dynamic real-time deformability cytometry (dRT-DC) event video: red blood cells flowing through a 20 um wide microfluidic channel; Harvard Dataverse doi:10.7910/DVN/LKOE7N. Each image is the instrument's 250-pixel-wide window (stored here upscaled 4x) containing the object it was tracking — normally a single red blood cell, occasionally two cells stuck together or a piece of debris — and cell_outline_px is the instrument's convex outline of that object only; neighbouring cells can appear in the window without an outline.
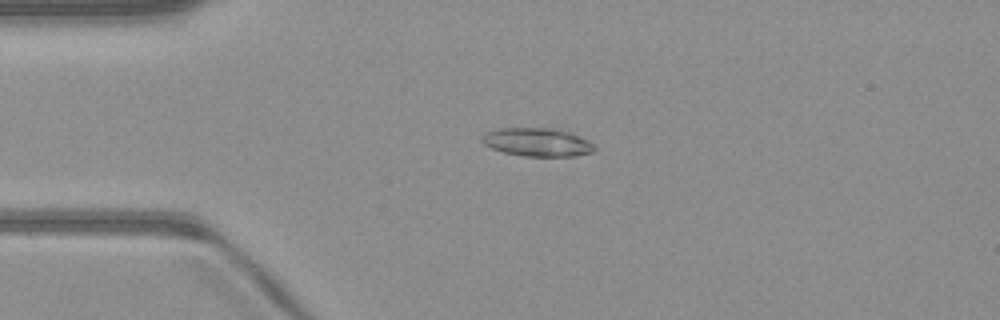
{"species": "common noctule bat (a hibernating species)", "species_latin": "Nyctalus noctula", "temperature_condition": "warm", "stored_images_in_passage": 27, "camera_frame_rate_fps": 3000, "um_per_image_px": 0.085, "animal": {"sex": "male", "body_mass_g": 23.1, "forearm_length_mm": 52.7}, "frame": {"image": 1, "passage_image": 11, "time_ms": 3.333, "image_size_px": [1000, 320], "cell_outline_px": [[596, 148], [592, 152], [576, 156], [524, 156], [504, 152], [492, 148], [484, 144], [480, 140], [484, 132], [500, 128], [556, 128], [572, 132], [588, 140]], "centroid_in_image_um": [45.67, 12.07], "position_along_channel_um": 39.3, "area_um2": 18.73}}
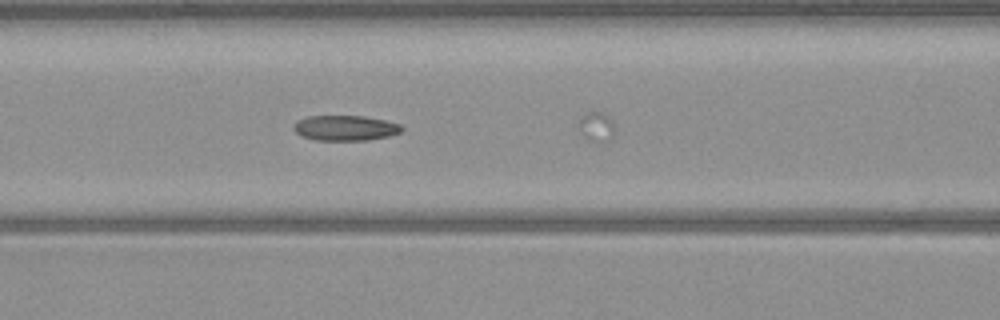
{"frame": {"image": 2, "passage_image": 20, "time_ms": 6.333, "image_size_px": [1000, 320], "cell_outline_px": [[404, 128], [400, 132], [388, 136], [368, 140], [316, 140], [304, 136], [296, 132], [292, 128], [292, 124], [296, 120], [308, 116], [364, 116], [384, 120], [400, 124]], "centroid_in_image_um": [29.32, 10.87], "position_along_channel_um": 137.3, "area_um2": 15.9}}
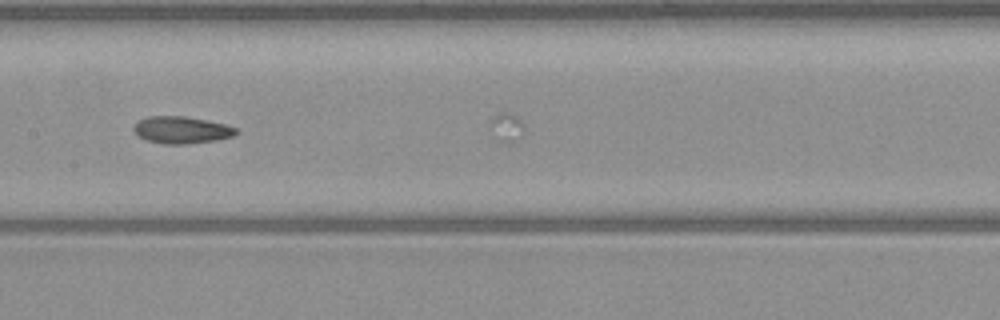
{"frame": {"image": 3, "passage_image": 24, "time_ms": 7.667, "image_size_px": [1000, 320], "cell_outline_px": [[240, 132], [236, 136], [216, 140], [184, 144], [164, 144], [148, 140], [140, 136], [132, 128], [140, 120], [148, 116], [184, 116], [208, 120], [224, 124], [236, 128]], "centroid_in_image_um": [15.49, 11.04], "position_along_channel_um": 191.9, "area_um2": 16.07}}